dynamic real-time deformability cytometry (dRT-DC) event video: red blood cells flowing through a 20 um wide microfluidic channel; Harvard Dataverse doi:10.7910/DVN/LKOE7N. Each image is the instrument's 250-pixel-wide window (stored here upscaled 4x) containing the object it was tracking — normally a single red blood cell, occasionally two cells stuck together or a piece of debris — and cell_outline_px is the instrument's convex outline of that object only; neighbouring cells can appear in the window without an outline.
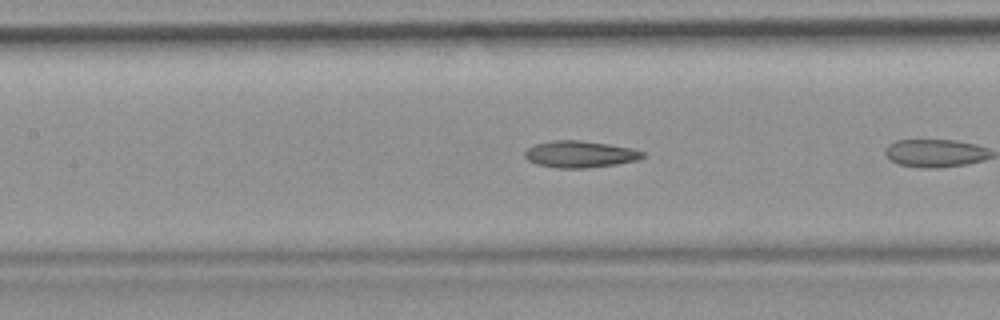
{"species": "common noctule bat (a hibernating species)", "species_latin": "Nyctalus noctula", "temperature_condition": "room temperature", "stored_images_in_passage": 9, "camera_frame_rate_fps": 3000, "um_per_image_px": 0.085, "animal": {"sex": "female", "body_mass_g": 19.9}, "frame": {"image": 1, "passage_image": 8, "time_ms": 2.333, "image_size_px": [1000, 320], "cell_outline_px": [[648, 156], [640, 160], [616, 164], [584, 168], [556, 168], [536, 164], [528, 160], [524, 156], [524, 152], [528, 148], [536, 144], [552, 140], [580, 140], [608, 144], [632, 148], [644, 152]], "centroid_in_image_um": [49.33, 13.11], "position_along_channel_um": 158.1, "area_um2": 18.5}}